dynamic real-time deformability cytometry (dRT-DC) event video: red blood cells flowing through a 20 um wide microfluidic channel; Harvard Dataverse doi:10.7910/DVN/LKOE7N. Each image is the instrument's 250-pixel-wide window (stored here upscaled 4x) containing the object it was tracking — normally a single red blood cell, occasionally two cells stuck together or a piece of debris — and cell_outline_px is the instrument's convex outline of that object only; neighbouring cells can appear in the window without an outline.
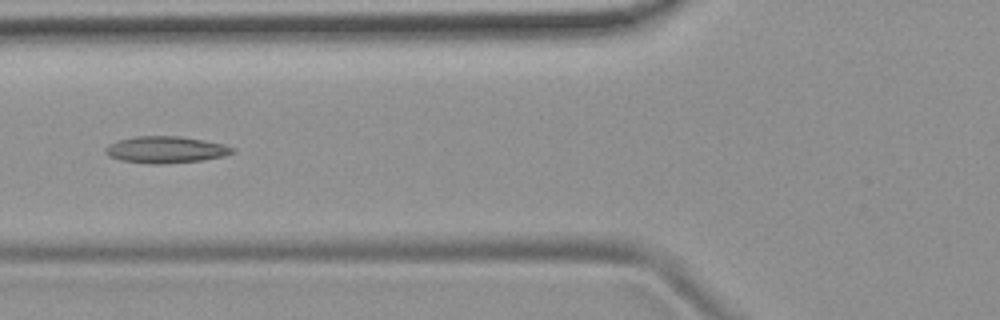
{"species": "common noctule bat (a hibernating species)", "species_latin": "Nyctalus noctula", "temperature_condition": "room temperature", "stored_images_in_passage": 6, "camera_frame_rate_fps": 3000, "um_per_image_px": 0.085, "animal": {"sex": "female", "body_mass_g": 19.9}, "frame": {"image": 1, "passage_image": 6, "time_ms": 1.667, "image_size_px": [1000, 320], "cell_outline_px": [[236, 152], [224, 156], [204, 160], [160, 164], [148, 164], [120, 160], [108, 156], [104, 152], [104, 148], [108, 144], [116, 140], [136, 136], [180, 136], [204, 140], [224, 144], [236, 148]], "centroid_in_image_um": [14.08, 12.72], "position_along_channel_um": 111.7, "area_um2": 20.11}}